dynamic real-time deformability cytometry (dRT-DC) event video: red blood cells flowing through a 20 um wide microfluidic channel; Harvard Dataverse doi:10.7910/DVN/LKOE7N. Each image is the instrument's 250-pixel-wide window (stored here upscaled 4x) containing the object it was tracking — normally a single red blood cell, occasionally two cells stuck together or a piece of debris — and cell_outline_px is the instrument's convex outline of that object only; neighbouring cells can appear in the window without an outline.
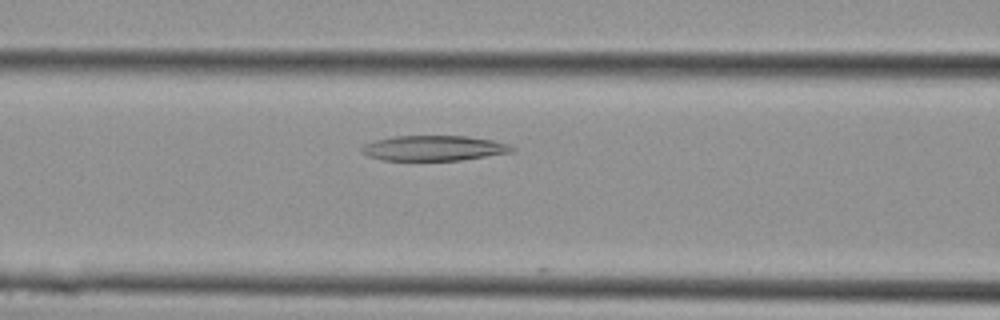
{"species": "Egyptian fruit bat (a non-hibernating species)", "species_latin": "Rousettus aegyptiacus", "temperature_condition": "cold", "stored_images_in_passage": 10, "camera_frame_rate_fps": 3000, "um_per_image_px": 0.085, "animal": {"sex": "female"}, "frame": {"image": 1, "passage_image": 6, "time_ms": 1.667, "image_size_px": [1000, 320], "cell_outline_px": [[516, 148], [512, 152], [460, 160], [384, 160], [368, 156], [360, 148], [364, 144], [376, 140], [396, 136], [468, 136], [492, 140], [508, 144]], "centroid_in_image_um": [36.89, 12.59], "position_along_channel_um": 129.7, "area_um2": 21.85}}
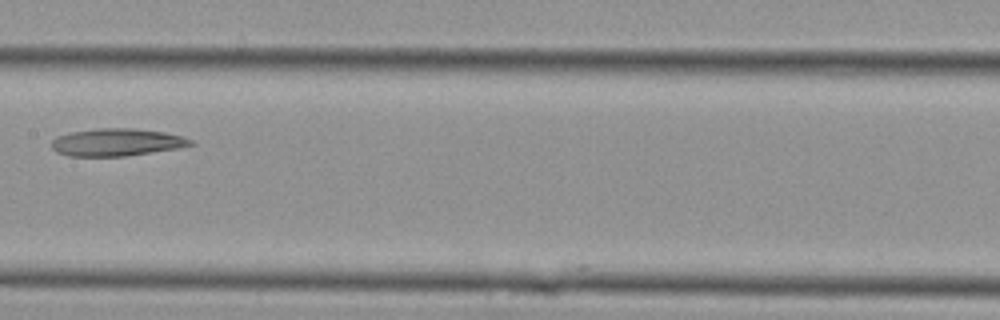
{"frame": {"image": 2, "passage_image": 9, "time_ms": 2.667, "image_size_px": [1000, 320], "cell_outline_px": [[196, 144], [176, 148], [124, 156], [68, 156], [56, 152], [52, 148], [52, 140], [56, 136], [72, 132], [100, 128], [132, 128], [164, 132], [180, 136], [192, 140]], "centroid_in_image_um": [9.89, 12.09], "position_along_channel_um": 197.5, "area_um2": 22.02}}